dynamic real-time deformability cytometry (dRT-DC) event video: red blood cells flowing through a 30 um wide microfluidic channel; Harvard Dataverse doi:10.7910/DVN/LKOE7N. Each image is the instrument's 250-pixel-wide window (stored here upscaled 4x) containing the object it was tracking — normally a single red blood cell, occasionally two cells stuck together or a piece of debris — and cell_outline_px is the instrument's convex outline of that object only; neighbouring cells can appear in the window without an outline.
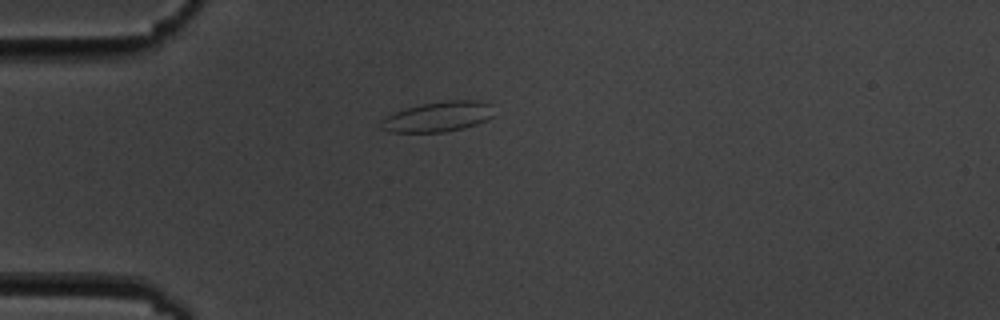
{"species": "common noctule bat (a hibernating species)", "species_latin": "Nyctalus noctula", "temperature_condition": "cold", "stored_images_in_passage": 5, "camera_frame_rate_fps": 3000, "um_per_image_px": 0.085, "animal": {"sex": "male", "body_mass_g": 19.5, "forearm_length_mm": 54.6}, "frame": {"image": 1, "passage_image": 1, "time_ms": 0.0, "image_size_px": [1000, 320], "cell_outline_px": [[492, 116], [488, 120], [464, 128], [444, 132], [392, 132], [380, 128], [380, 120], [404, 108], [424, 104], [448, 100], [480, 100], [492, 104]], "centroid_in_image_um": [37.26, 9.92], "position_along_channel_um": 47.7, "area_um2": 19.83}}
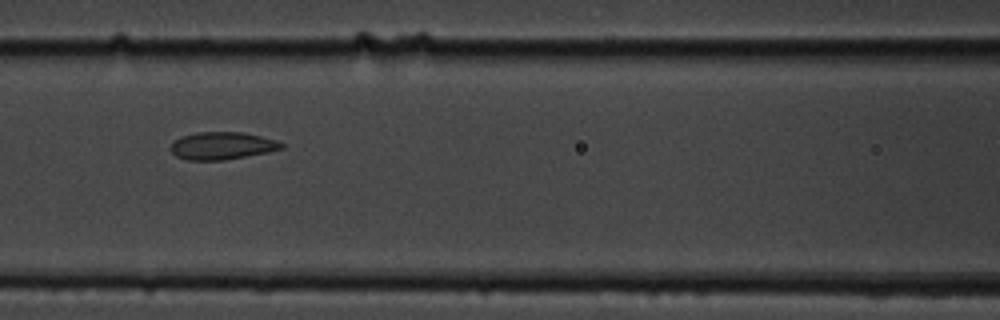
{"frame": {"image": 2, "passage_image": 4, "time_ms": 3.333, "image_size_px": [1000, 320], "cell_outline_px": [[284, 148], [268, 152], [224, 160], [188, 160], [176, 156], [168, 148], [172, 140], [180, 136], [196, 132], [244, 132], [276, 140], [284, 144]], "centroid_in_image_um": [18.83, 12.38], "position_along_channel_um": 147.8, "area_um2": 17.98}}
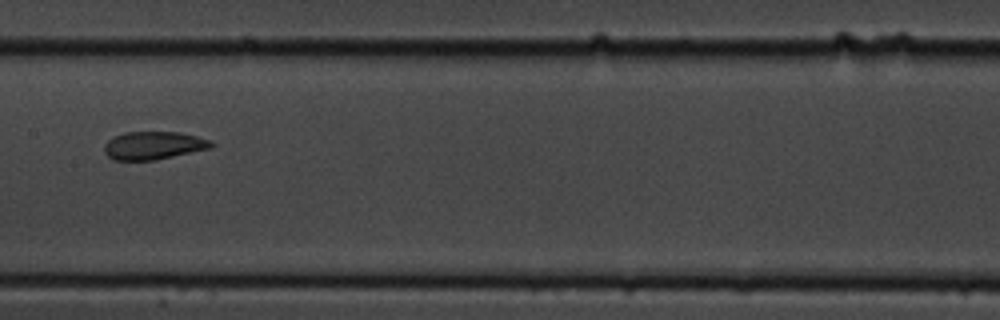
{"frame": {"image": 3, "passage_image": 5, "time_ms": 4.667, "image_size_px": [1000, 320], "cell_outline_px": [[216, 144], [212, 148], [156, 160], [112, 160], [104, 152], [104, 144], [108, 140], [124, 132], [180, 132], [212, 140]], "centroid_in_image_um": [13.08, 12.37], "position_along_channel_um": 194.3, "area_um2": 17.63}}